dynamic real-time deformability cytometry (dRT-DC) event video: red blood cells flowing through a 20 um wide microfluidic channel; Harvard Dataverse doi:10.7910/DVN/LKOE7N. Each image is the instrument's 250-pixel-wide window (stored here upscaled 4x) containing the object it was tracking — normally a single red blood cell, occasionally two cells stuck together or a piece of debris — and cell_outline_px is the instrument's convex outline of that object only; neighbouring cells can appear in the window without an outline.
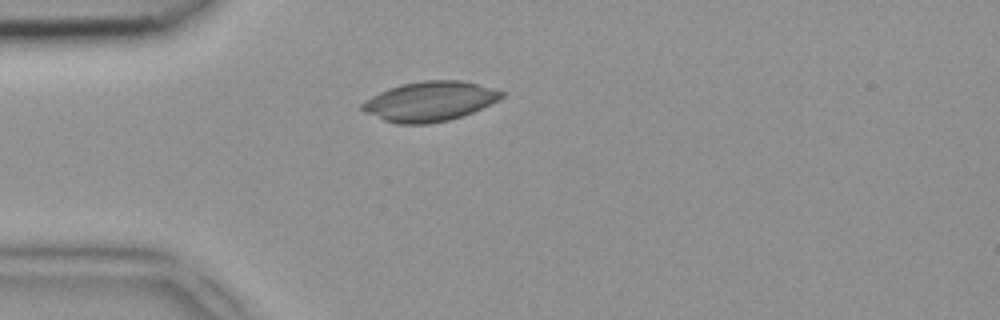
{"species": "common noctule bat (a hibernating species)", "species_latin": "Nyctalus noctula", "temperature_condition": "room temperature", "stored_images_in_passage": 31, "camera_frame_rate_fps": 3000, "um_per_image_px": 0.085, "animal": {"sex": "female", "body_mass_g": 18.4}, "frame": {"image": 1, "passage_image": 1, "time_ms": 0.0, "image_size_px": [1000, 320], "cell_outline_px": [[504, 96], [500, 100], [472, 112], [448, 120], [428, 124], [396, 124], [384, 120], [364, 112], [360, 108], [360, 104], [364, 100], [388, 88], [400, 84], [424, 80], [460, 80], [492, 88], [504, 92]], "centroid_in_image_um": [36.5, 8.61], "position_along_channel_um": 48.5, "area_um2": 32.25}}
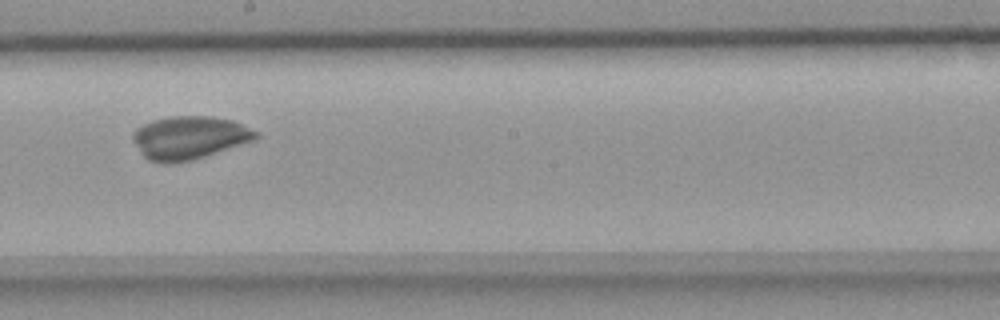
{"frame": {"image": 2, "passage_image": 15, "time_ms": 4.667, "image_size_px": [1000, 320], "cell_outline_px": [[260, 136], [252, 140], [192, 160], [172, 164], [164, 164], [148, 160], [144, 156], [132, 140], [132, 132], [136, 128], [152, 120], [172, 116], [212, 116], [232, 120], [260, 132]], "centroid_in_image_um": [16.06, 11.7], "position_along_channel_um": 232.1, "area_um2": 30.81}}
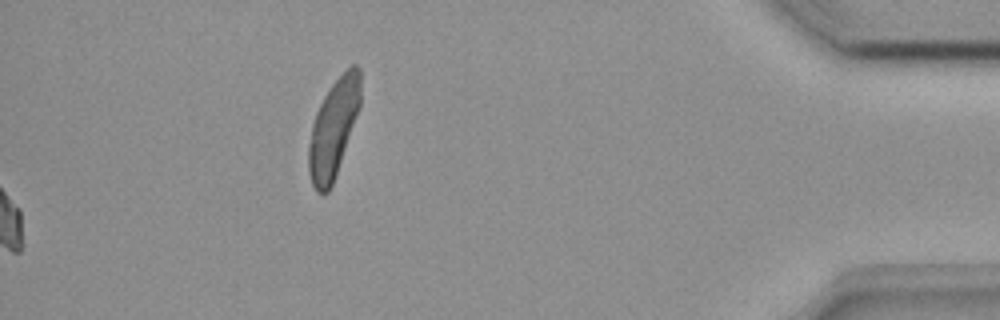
{"frame": {"image": 3, "passage_image": 31, "time_ms": 10.0, "image_size_px": [1000, 320], "cell_outline_px": [[360, 108], [332, 184], [328, 192], [316, 192], [312, 184], [308, 172], [308, 144], [312, 124], [316, 112], [324, 96], [332, 84], [352, 64], [356, 64], [360, 68]], "centroid_in_image_um": [28.33, 10.91], "position_along_channel_um": 406.9, "area_um2": 29.25}}